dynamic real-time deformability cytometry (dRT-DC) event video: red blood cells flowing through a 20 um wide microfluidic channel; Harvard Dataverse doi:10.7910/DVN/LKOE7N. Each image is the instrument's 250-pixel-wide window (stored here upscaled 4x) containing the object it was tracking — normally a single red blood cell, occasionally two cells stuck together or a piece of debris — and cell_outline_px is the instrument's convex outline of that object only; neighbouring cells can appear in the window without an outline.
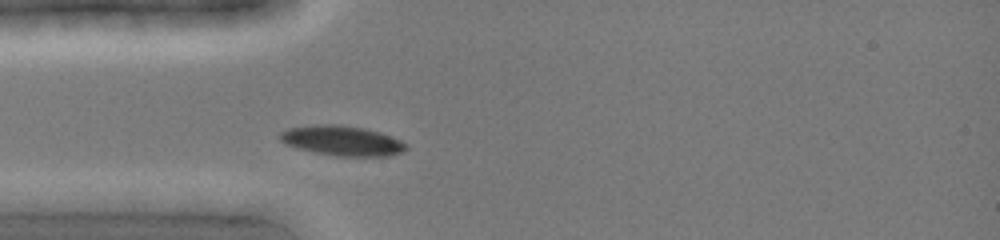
{"species": "common noctule bat (a hibernating species)", "species_latin": "Nyctalus noctula", "temperature_condition": "cold", "stored_images_in_passage": 4, "camera_frame_rate_fps": 3000, "um_per_image_px": 0.085, "animal": {"sex": "female", "body_mass_g": 19.0, "forearm_length_mm": 51.5}, "frame": {"image": 1, "passage_image": 1, "time_ms": 0.0, "image_size_px": [1000, 240], "cell_outline_px": [[408, 148], [404, 152], [392, 156], [336, 156], [316, 152], [284, 144], [276, 136], [280, 132], [288, 128], [316, 124], [340, 124], [364, 128], [380, 132], [400, 140], [408, 144]], "centroid_in_image_um": [29.09, 11.95], "position_along_channel_um": 55.9, "area_um2": 22.25}}